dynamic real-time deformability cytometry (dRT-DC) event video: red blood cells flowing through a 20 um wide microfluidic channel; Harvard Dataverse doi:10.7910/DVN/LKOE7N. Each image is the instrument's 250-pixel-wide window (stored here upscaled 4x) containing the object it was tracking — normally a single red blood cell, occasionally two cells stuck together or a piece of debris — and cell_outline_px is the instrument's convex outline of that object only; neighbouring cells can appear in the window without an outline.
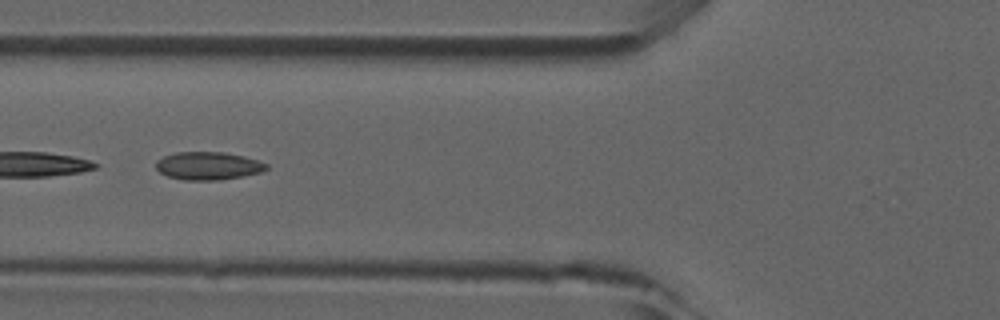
{"species": "common noctule bat (a hibernating species)", "species_latin": "Nyctalus noctula", "temperature_condition": "room temperature", "stored_images_in_passage": 41, "camera_frame_rate_fps": 3000, "um_per_image_px": 0.085, "animal": {"sex": "male", "forearm_length_mm": 52.5}, "frame": {"image": 1, "passage_image": 12, "time_ms": 3.667, "image_size_px": [1000, 320], "cell_outline_px": [[268, 168], [260, 172], [240, 176], [216, 180], [184, 180], [168, 176], [160, 172], [156, 168], [156, 160], [164, 156], [176, 152], [224, 152], [244, 156], [268, 164]], "centroid_in_image_um": [17.66, 14.08], "position_along_channel_um": 108.1, "area_um2": 17.8}}